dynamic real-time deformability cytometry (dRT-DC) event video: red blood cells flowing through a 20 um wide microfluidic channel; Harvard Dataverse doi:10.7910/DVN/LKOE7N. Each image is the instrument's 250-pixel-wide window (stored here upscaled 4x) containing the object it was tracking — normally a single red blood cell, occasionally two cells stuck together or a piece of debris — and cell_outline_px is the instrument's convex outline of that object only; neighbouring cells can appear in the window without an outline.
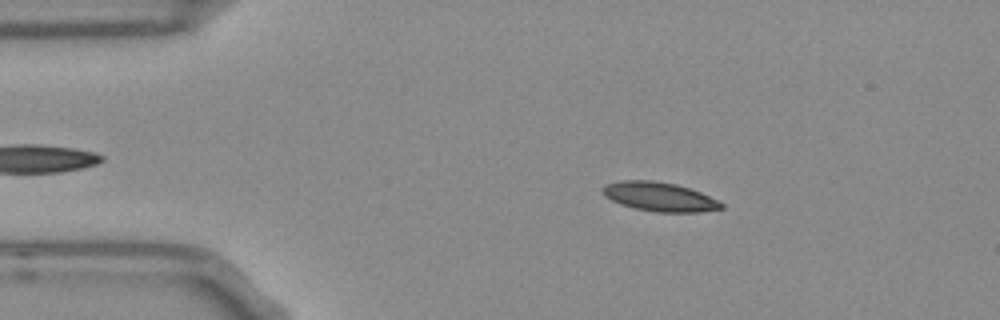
{"species": "Egyptian fruit bat (a non-hibernating species)", "species_latin": "Rousettus aegyptiacus", "temperature_condition": "room temperature", "stored_images_in_passage": 46, "camera_frame_rate_fps": 3000, "um_per_image_px": 0.085, "frame": {"image": 1, "passage_image": 9, "time_ms": 2.667, "image_size_px": [1000, 320], "cell_outline_px": [[724, 208], [700, 212], [656, 212], [636, 208], [620, 204], [604, 196], [600, 188], [604, 184], [620, 180], [652, 180], [676, 184], [700, 192], [724, 204]], "centroid_in_image_um": [56.01, 16.71], "position_along_channel_um": 29.0, "area_um2": 20.11}}
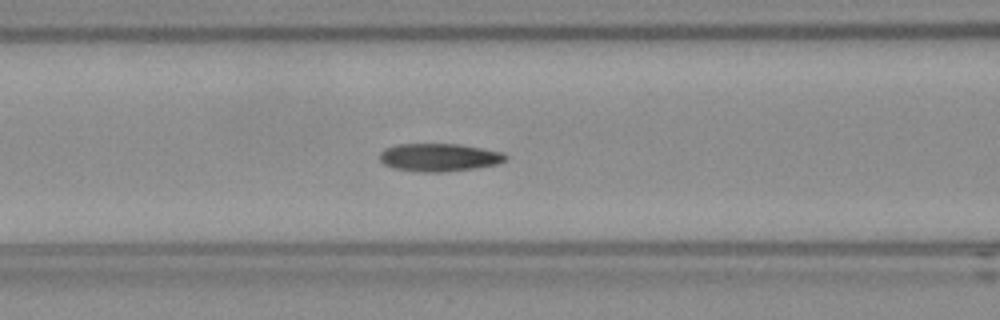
{"frame": {"image": 2, "passage_image": 21, "time_ms": 6.667, "image_size_px": [1000, 320], "cell_outline_px": [[508, 160], [500, 164], [476, 168], [444, 172], [420, 172], [392, 168], [384, 164], [380, 160], [380, 152], [396, 144], [456, 144], [504, 152], [508, 156]], "centroid_in_image_um": [37.37, 13.39], "position_along_channel_um": 129.2, "area_um2": 20.63}}
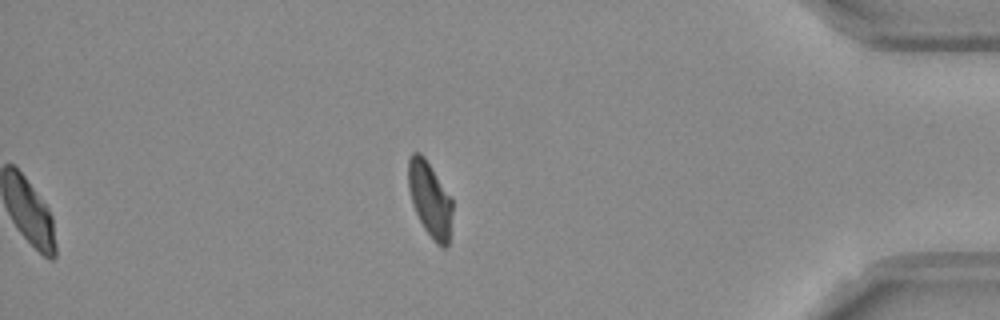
{"frame": {"image": 3, "passage_image": 46, "time_ms": 15.0, "image_size_px": [1000, 320], "cell_outline_px": [[452, 212], [448, 244], [444, 248], [436, 244], [424, 228], [412, 204], [408, 188], [408, 160], [412, 152], [420, 152], [424, 156], [452, 200]], "centroid_in_image_um": [36.52, 16.93], "position_along_channel_um": 398.7, "area_um2": 19.02}, "authors_computed_cell_mechanics": {"area_um2": 20.1433, "velocity_mm_per_s": 3.7296, "shape_relaxation_time_tau1_ms": 3.7298, "shape_relaxation_time_tau2_ms": 2.0907, "deformation_change_tau1": 0.1386, "deformation_change_tau2": 0.0716}}